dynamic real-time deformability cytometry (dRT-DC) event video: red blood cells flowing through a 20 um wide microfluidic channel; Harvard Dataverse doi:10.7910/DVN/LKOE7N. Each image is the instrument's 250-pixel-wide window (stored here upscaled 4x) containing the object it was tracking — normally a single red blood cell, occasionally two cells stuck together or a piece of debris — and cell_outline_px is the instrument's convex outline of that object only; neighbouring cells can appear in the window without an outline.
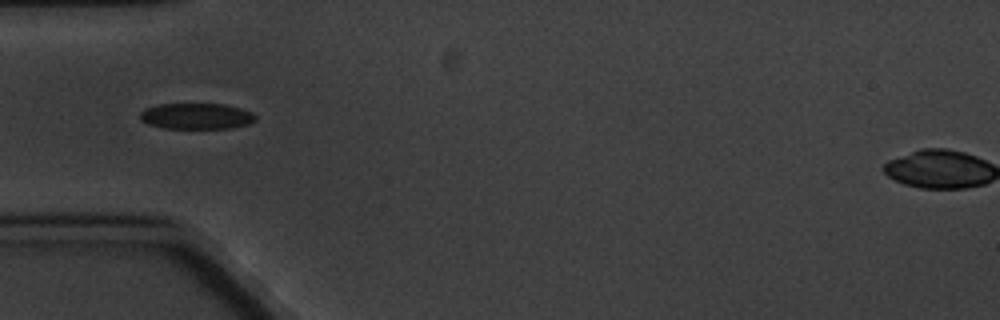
{"species": "common noctule bat (a hibernating species)", "species_latin": "Nyctalus noctula", "temperature_condition": "cold", "stored_images_in_passage": 4, "camera_frame_rate_fps": 3000, "um_per_image_px": 0.085, "animal": {"sex": "male", "body_mass_g": 20.1, "forearm_length_mm": 53.5}, "frame": {"image": 1, "passage_image": 1, "time_ms": 0.0, "image_size_px": [1000, 320], "cell_outline_px": [[256, 120], [248, 124], [232, 128], [164, 128], [148, 124], [140, 120], [140, 112], [144, 108], [156, 104], [224, 104], [240, 108], [252, 112], [256, 116]], "centroid_in_image_um": [16.68, 9.87], "position_along_channel_um": 68.3, "area_um2": 17.57}}